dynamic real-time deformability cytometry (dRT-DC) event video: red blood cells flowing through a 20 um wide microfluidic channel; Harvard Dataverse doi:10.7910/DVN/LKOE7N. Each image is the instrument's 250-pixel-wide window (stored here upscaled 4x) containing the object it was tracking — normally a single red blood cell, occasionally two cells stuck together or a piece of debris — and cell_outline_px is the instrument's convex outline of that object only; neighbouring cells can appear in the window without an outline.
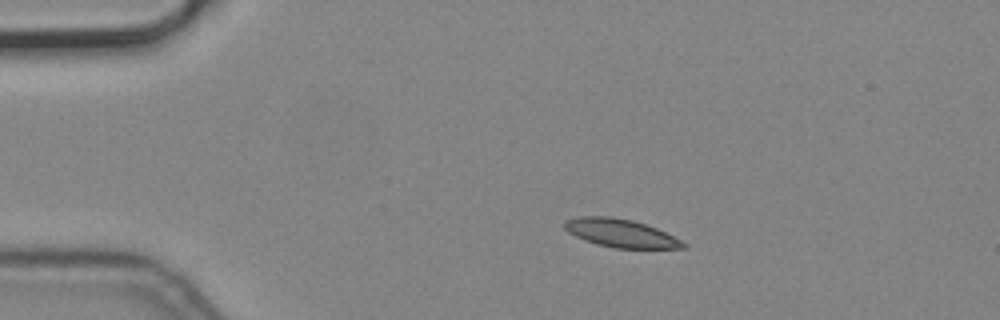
{"species": "common noctule bat (a hibernating species)", "species_latin": "Nyctalus noctula", "temperature_condition": "cold", "stored_images_in_passage": 4, "camera_frame_rate_fps": 3000, "um_per_image_px": 0.085, "animal": {"sex": "male", "body_mass_g": 19.2, "forearm_length_mm": 51.8}, "frame": {"image": 1, "passage_image": 1, "time_ms": 0.0, "image_size_px": [1000, 320], "cell_outline_px": [[688, 248], [616, 248], [596, 244], [584, 240], [568, 232], [564, 228], [564, 220], [576, 216], [612, 216], [632, 220], [656, 228], [688, 244]], "centroid_in_image_um": [52.72, 19.81], "position_along_channel_um": 32.3, "area_um2": 19.48}}
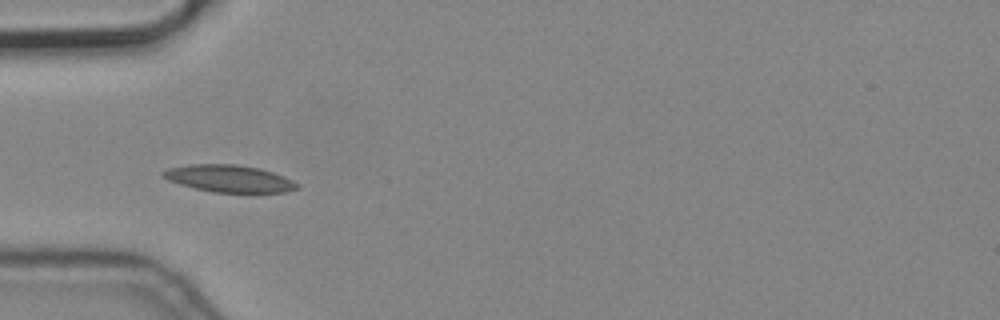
{"frame": {"image": 2, "passage_image": 2, "time_ms": 0.333, "image_size_px": [1000, 320], "cell_outline_px": [[300, 188], [284, 192], [212, 192], [180, 184], [168, 180], [160, 176], [160, 172], [168, 168], [188, 164], [236, 164], [260, 168], [284, 176], [300, 184]], "centroid_in_image_um": [19.46, 15.17], "position_along_channel_um": 65.5, "area_um2": 21.27}}
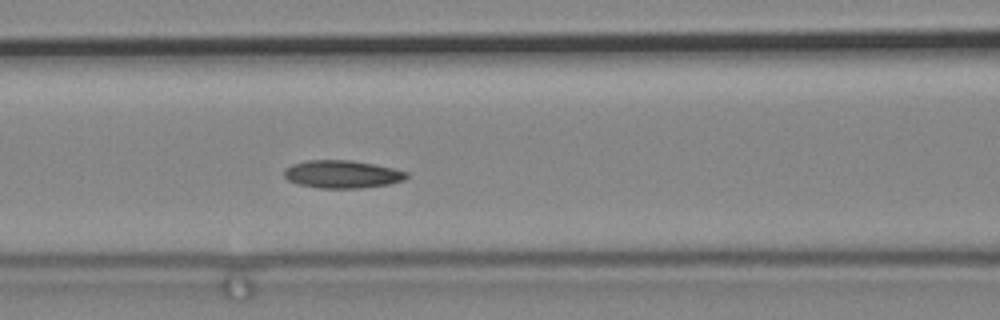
{"frame": {"image": 3, "passage_image": 4, "time_ms": 1.0, "image_size_px": [1000, 320], "cell_outline_px": [[408, 176], [404, 180], [388, 184], [360, 188], [320, 188], [300, 184], [288, 180], [284, 176], [284, 168], [292, 164], [308, 160], [352, 160], [392, 168], [408, 172]], "centroid_in_image_um": [29.07, 14.8], "position_along_channel_um": 137.5, "area_um2": 19.71}}